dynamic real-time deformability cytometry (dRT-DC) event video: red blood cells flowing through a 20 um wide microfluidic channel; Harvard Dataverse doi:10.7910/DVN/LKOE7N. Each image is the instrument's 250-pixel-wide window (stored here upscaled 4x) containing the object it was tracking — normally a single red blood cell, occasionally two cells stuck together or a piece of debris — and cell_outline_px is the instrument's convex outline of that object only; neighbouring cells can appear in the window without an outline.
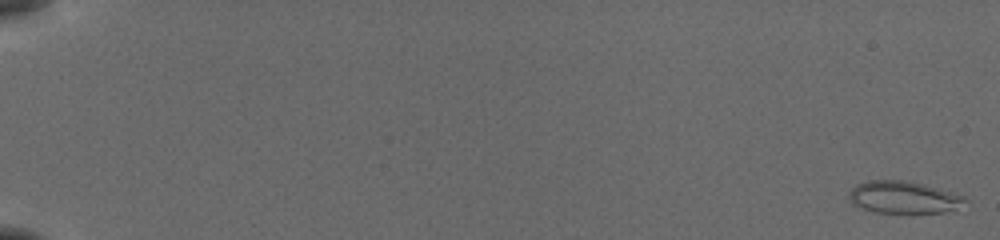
{"species": "common noctule bat (a hibernating species)", "species_latin": "Nyctalus noctula", "temperature_condition": "cold", "stored_images_in_passage": 57, "camera_frame_rate_fps": 3000, "um_per_image_px": 0.085, "animal": {"sex": "female", "body_mass_g": 19.5, "forearm_length_mm": 54.1}, "frame": {"image": 1, "passage_image": 1, "time_ms": 0.0, "image_size_px": [1000, 240], "cell_outline_px": [[968, 200], [944, 212], [876, 212], [852, 204], [848, 196], [848, 192], [856, 184], [868, 180], [904, 180], [920, 184], [964, 196]], "centroid_in_image_um": [76.7, 16.75], "position_along_channel_um": 8.3, "area_um2": 21.1}}
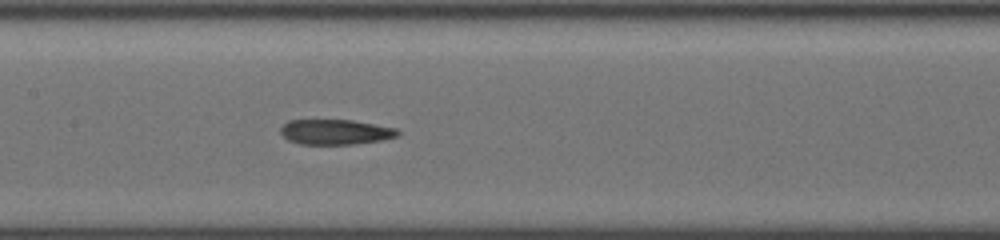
{"frame": {"image": 2, "passage_image": 30, "time_ms": 9.667, "image_size_px": [1000, 240], "cell_outline_px": [[400, 136], [380, 140], [352, 144], [300, 144], [288, 140], [280, 132], [280, 128], [288, 120], [352, 120], [396, 128], [400, 132]], "centroid_in_image_um": [28.51, 11.21], "position_along_channel_um": 178.9, "area_um2": 17.11}}
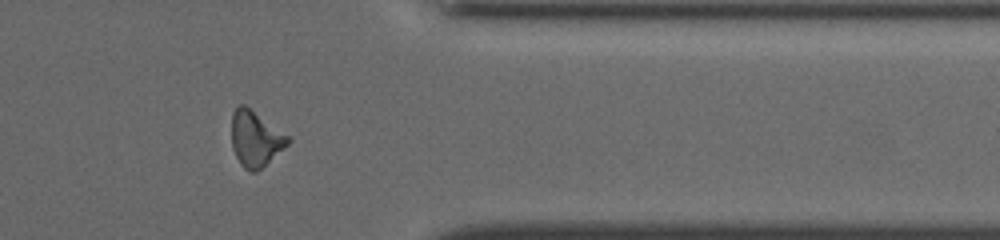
{"frame": {"image": 3, "passage_image": 47, "time_ms": 15.333, "image_size_px": [1000, 240], "cell_outline_px": [[292, 140], [284, 148], [256, 172], [248, 172], [240, 164], [232, 148], [232, 112], [240, 104], [244, 104], [288, 136]], "centroid_in_image_um": [21.69, 11.81], "position_along_channel_um": 389.7, "area_um2": 17.98}, "authors_computed_cell_mechanics": {"area_um2": 18.3804, "velocity_mm_per_s": 3.8575, "shape_relaxation_time_tau1_ms": null, "shape_relaxation_time_tau2_ms": 2.5556, "deformation_change_tau1": null, "deformation_change_tau2": 0.1061}}